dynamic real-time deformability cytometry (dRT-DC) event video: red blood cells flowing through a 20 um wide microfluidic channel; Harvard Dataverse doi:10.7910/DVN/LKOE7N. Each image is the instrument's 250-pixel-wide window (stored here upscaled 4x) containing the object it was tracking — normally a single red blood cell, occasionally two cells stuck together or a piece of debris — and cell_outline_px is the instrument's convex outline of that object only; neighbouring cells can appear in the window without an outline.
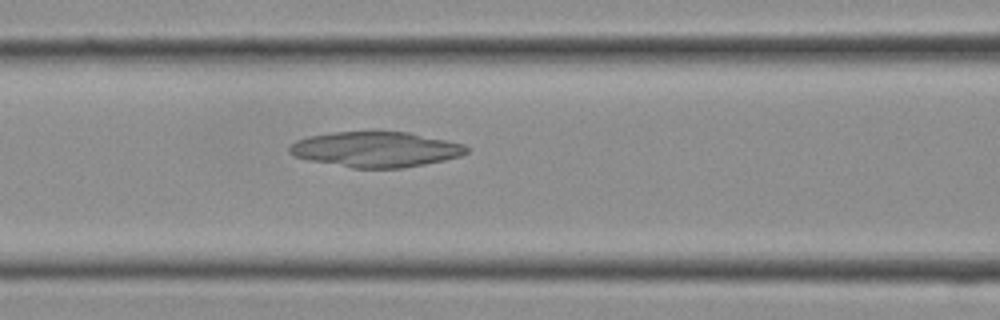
{"species": "Egyptian fruit bat (a non-hibernating species)", "species_latin": "Rousettus aegyptiacus", "temperature_condition": "cold", "stored_images_in_passage": 6, "camera_frame_rate_fps": 3000, "um_per_image_px": 0.085, "frame": {"image": 1, "passage_image": 6, "time_ms": 1.667, "image_size_px": [1000, 320], "cell_outline_px": [[468, 152], [460, 156], [444, 160], [404, 168], [352, 168], [308, 160], [292, 156], [288, 152], [288, 148], [296, 140], [308, 136], [332, 132], [408, 132], [464, 144], [468, 148]], "centroid_in_image_um": [31.9, 12.7], "position_along_channel_um": 134.7, "area_um2": 36.47}}